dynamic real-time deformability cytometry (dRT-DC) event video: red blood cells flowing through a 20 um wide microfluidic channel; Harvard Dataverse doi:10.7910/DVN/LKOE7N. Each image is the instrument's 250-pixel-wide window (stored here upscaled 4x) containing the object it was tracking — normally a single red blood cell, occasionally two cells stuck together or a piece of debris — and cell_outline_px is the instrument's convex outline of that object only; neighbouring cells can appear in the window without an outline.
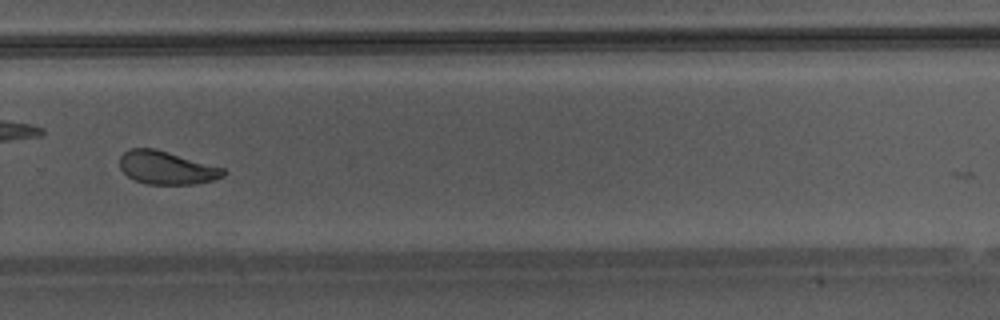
{"species": "Egyptian fruit bat (a non-hibernating species)", "species_latin": "Rousettus aegyptiacus", "temperature_condition": "warm", "stored_images_in_passage": 34, "camera_frame_rate_fps": 3000, "um_per_image_px": 0.085, "animal": {"sex": "male"}, "frame": {"image": 1, "passage_image": 25, "time_ms": 8.0, "image_size_px": [1000, 320], "cell_outline_px": [[228, 172], [224, 176], [212, 180], [196, 184], [148, 184], [136, 180], [128, 176], [120, 168], [120, 156], [128, 148], [156, 148], [224, 168]], "centroid_in_image_um": [14.17, 14.25], "position_along_channel_um": 315.6, "area_um2": 20.06}, "authors_computed_cell_mechanics": {"area_um2": 21.097, "velocity_mm_per_s": 4.2837, "shape_relaxation_time_tau1_ms": 3.3633, "shape_relaxation_time_tau2_ms": 0.8466, "deformation_change_tau1": 0.1293, "deformation_change_tau2": 0.0583}}